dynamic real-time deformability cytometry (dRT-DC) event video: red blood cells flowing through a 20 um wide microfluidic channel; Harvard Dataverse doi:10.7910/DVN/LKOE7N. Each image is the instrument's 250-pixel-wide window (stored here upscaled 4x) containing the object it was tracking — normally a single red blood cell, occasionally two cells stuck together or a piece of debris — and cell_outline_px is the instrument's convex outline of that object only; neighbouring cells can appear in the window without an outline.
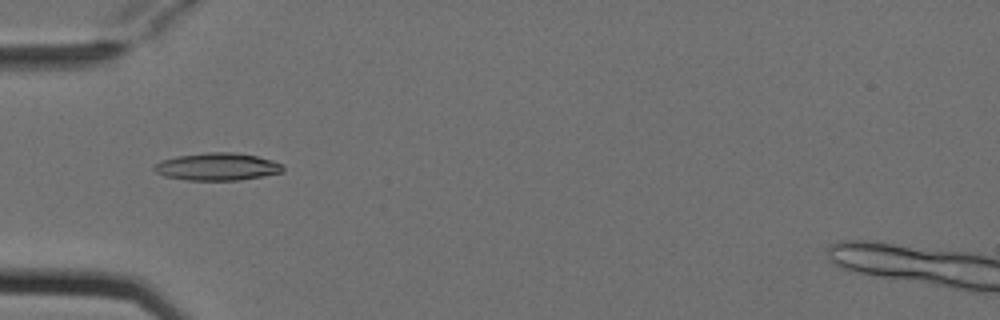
{"species": "Egyptian fruit bat (a non-hibernating species)", "species_latin": "Rousettus aegyptiacus", "temperature_condition": "cold", "stored_images_in_passage": 7, "camera_frame_rate_fps": 3000, "um_per_image_px": 0.085, "animal": {"sex": "female"}, "frame": {"image": 1, "passage_image": 5, "time_ms": 1.333, "image_size_px": [1000, 320], "cell_outline_px": [[284, 172], [240, 180], [188, 180], [164, 176], [156, 172], [152, 168], [160, 160], [176, 156], [204, 152], [232, 152], [256, 156], [272, 160], [284, 164]], "centroid_in_image_um": [18.47, 14.16], "position_along_channel_um": 66.5, "area_um2": 20.75}}
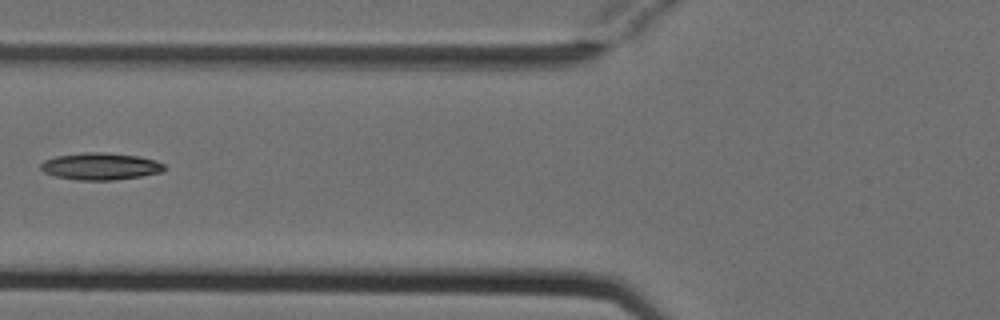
{"frame": {"image": 2, "passage_image": 6, "time_ms": 1.667, "image_size_px": [1000, 320], "cell_outline_px": [[164, 172], [116, 180], [76, 180], [56, 176], [44, 172], [40, 168], [40, 164], [44, 160], [56, 156], [84, 152], [104, 152], [140, 156], [156, 160], [164, 164]], "centroid_in_image_um": [8.55, 14.13], "position_along_channel_um": 117.3, "area_um2": 19.59}}
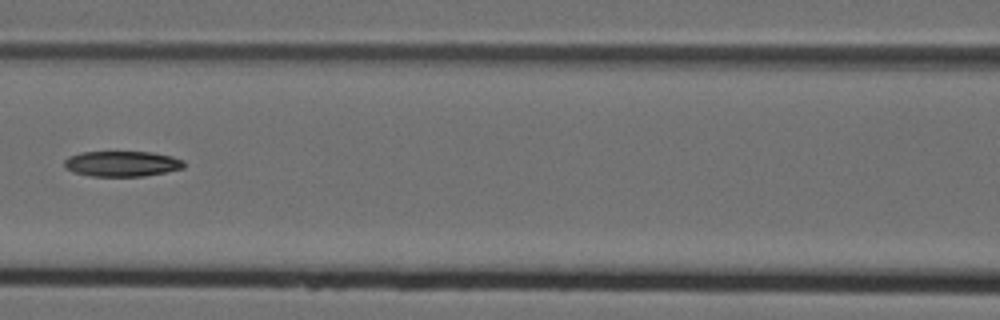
{"frame": {"image": 3, "passage_image": 7, "time_ms": 2.0, "image_size_px": [1000, 320], "cell_outline_px": [[184, 168], [144, 176], [92, 176], [72, 172], [64, 168], [64, 160], [68, 156], [80, 152], [152, 152], [172, 156], [184, 160]], "centroid_in_image_um": [10.34, 13.91], "position_along_channel_um": 156.3, "area_um2": 17.86}}